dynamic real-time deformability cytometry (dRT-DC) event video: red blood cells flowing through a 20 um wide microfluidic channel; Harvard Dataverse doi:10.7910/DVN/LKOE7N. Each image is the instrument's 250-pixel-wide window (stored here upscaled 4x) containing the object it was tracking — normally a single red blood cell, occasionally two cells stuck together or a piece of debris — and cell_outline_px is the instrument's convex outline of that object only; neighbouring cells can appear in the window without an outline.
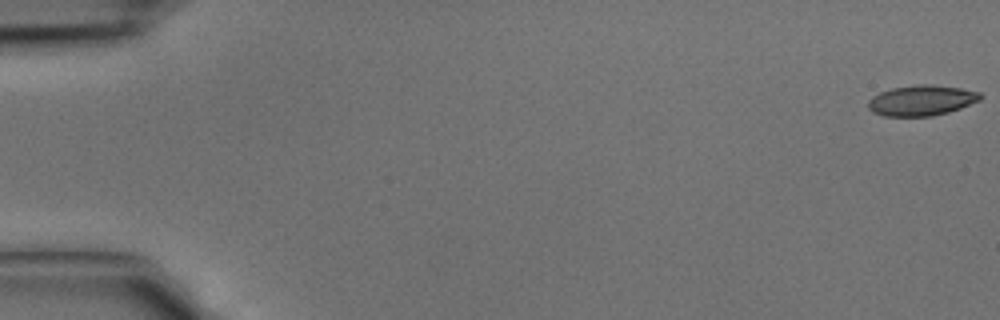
{"species": "common noctule bat (a hibernating species)", "species_latin": "Nyctalus noctula", "temperature_condition": "cold", "stored_images_in_passage": 42, "camera_frame_rate_fps": 3000, "um_per_image_px": 0.085, "animal": {"sex": "male", "body_mass_g": 15.6}, "frame": {"image": 1, "passage_image": 1, "time_ms": 0.0, "image_size_px": [1000, 320], "cell_outline_px": [[984, 96], [980, 100], [960, 108], [948, 112], [932, 116], [884, 116], [872, 112], [868, 108], [868, 100], [872, 96], [880, 92], [892, 88], [916, 84], [932, 84], [960, 88], [980, 92]], "centroid_in_image_um": [78.32, 8.53], "position_along_channel_um": 6.7, "area_um2": 20.06}}
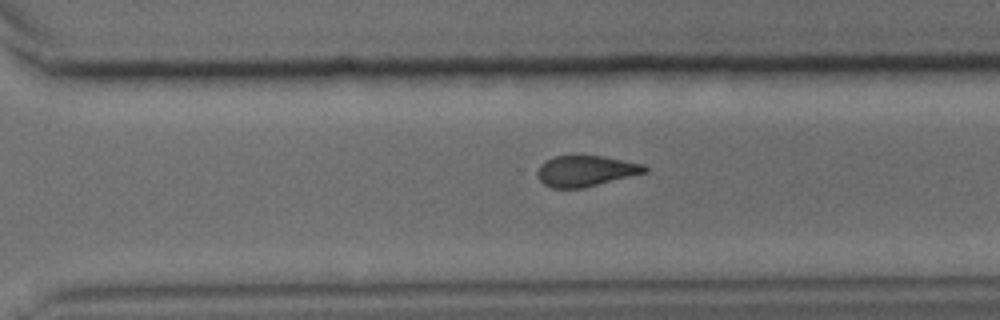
{"frame": {"image": 2, "passage_image": 30, "time_ms": 9.667, "image_size_px": [1000, 320], "cell_outline_px": [[648, 172], [584, 188], [552, 188], [544, 184], [536, 176], [536, 172], [540, 164], [544, 160], [552, 156], [604, 156], [644, 164], [648, 168]], "centroid_in_image_um": [49.77, 14.53], "position_along_channel_um": 320.8, "area_um2": 19.54}}
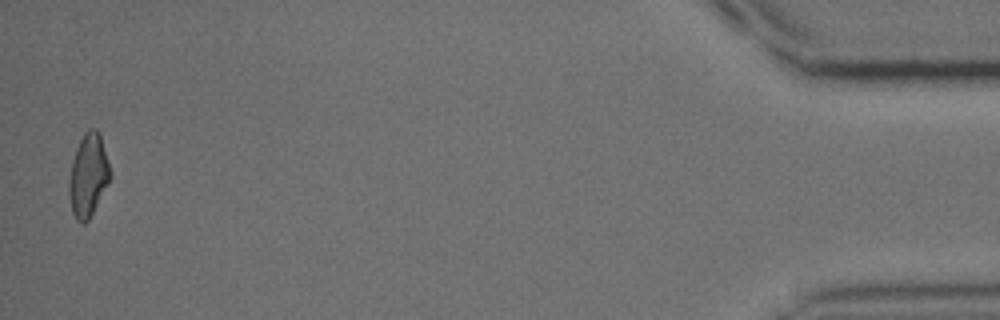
{"frame": {"image": 3, "passage_image": 42, "time_ms": 13.667, "image_size_px": [1000, 320], "cell_outline_px": [[112, 176], [88, 220], [84, 224], [76, 220], [72, 212], [68, 196], [68, 180], [72, 160], [76, 148], [84, 132], [88, 128], [96, 128], [100, 132]], "centroid_in_image_um": [7.48, 14.88], "position_along_channel_um": 427.7, "area_um2": 20.0}}